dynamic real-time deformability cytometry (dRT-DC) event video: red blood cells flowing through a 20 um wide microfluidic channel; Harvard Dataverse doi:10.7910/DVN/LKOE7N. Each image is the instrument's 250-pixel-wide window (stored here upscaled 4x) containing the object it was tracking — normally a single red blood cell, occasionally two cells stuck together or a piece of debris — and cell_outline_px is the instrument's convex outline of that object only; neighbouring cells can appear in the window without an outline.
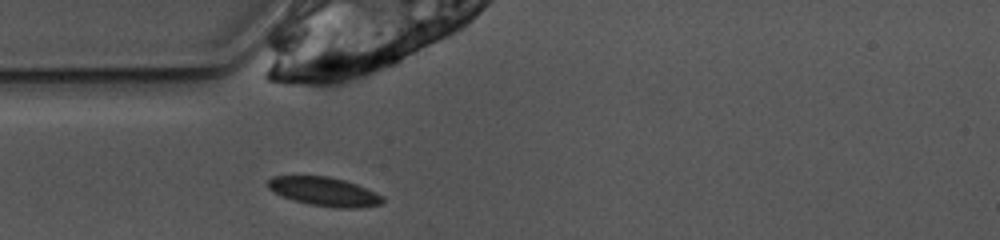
{"species": "common noctule bat (a hibernating species)", "species_latin": "Nyctalus noctula", "temperature_condition": "warm", "stored_images_in_passage": 38, "camera_frame_rate_fps": 3000, "um_per_image_px": 0.085, "animal": {"sex": "female", "body_mass_g": 10.0, "forearm_length_mm": 53.1}, "frame": {"image": 1, "passage_image": 1, "time_ms": 0.0, "image_size_px": [1000, 240], "cell_outline_px": [[384, 200], [380, 204], [360, 208], [336, 208], [312, 204], [296, 200], [284, 196], [268, 188], [268, 180], [272, 176], [328, 176], [344, 180], [356, 184], [376, 192], [384, 196]], "centroid_in_image_um": [27.62, 16.28], "position_along_channel_um": 57.4, "area_um2": 19.02}}
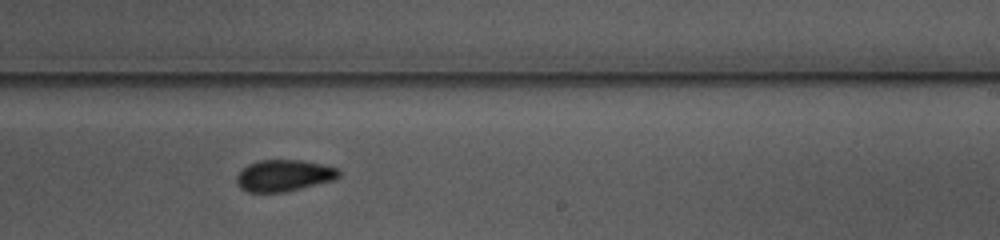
{"frame": {"image": 2, "passage_image": 17, "time_ms": 5.333, "image_size_px": [1000, 240], "cell_outline_px": [[340, 176], [336, 180], [300, 188], [280, 192], [248, 192], [240, 188], [236, 180], [236, 176], [248, 164], [260, 160], [300, 160], [320, 164], [336, 168], [340, 172]], "centroid_in_image_um": [24.13, 14.92], "position_along_channel_um": 264.9, "area_um2": 18.61}}
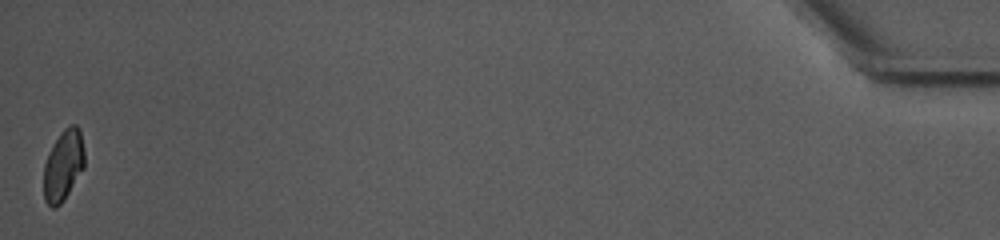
{"frame": {"image": 3, "passage_image": 38, "time_ms": 12.333, "image_size_px": [1000, 240], "cell_outline_px": [[84, 168], [64, 200], [56, 208], [52, 208], [44, 200], [44, 164], [48, 152], [52, 144], [60, 132], [68, 124], [76, 124], [80, 128], [84, 152]], "centroid_in_image_um": [5.38, 14.03], "position_along_channel_um": 429.8, "area_um2": 17.11}, "authors_computed_cell_mechanics": {"area_um2": 18.6405, "velocity_mm_per_s": 3.8907, "shape_relaxation_time_tau1_ms": null, "shape_relaxation_time_tau2_ms": 2.2879, "deformation_change_tau1": null, "deformation_change_tau2": 0.0318}}